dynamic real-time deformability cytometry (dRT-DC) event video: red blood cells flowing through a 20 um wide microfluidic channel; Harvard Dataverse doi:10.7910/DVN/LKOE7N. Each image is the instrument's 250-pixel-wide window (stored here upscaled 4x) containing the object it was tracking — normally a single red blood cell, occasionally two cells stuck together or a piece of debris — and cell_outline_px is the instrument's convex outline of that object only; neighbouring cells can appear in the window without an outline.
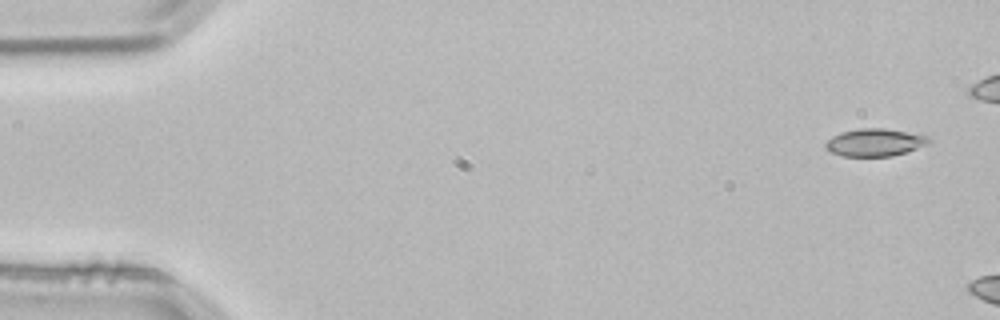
{"species": "common noctule bat (a hibernating species)", "species_latin": "Nyctalus noctula", "temperature_condition": "room temperature", "stored_images_in_passage": 4, "camera_frame_rate_fps": 3000, "um_per_image_px": 0.085, "animal": {"sex": "male", "body_mass_g": 21.5, "forearm_length_mm": 52.0}, "frame": {"image": 1, "passage_image": 1, "time_ms": 0.0, "image_size_px": [1000, 320], "cell_outline_px": [[932, 140], [928, 144], [892, 156], [844, 156], [832, 152], [824, 148], [824, 144], [832, 136], [840, 132], [860, 128], [884, 128], [928, 136]], "centroid_in_image_um": [74.34, 12.1], "position_along_channel_um": 10.7, "area_um2": 16.47}}